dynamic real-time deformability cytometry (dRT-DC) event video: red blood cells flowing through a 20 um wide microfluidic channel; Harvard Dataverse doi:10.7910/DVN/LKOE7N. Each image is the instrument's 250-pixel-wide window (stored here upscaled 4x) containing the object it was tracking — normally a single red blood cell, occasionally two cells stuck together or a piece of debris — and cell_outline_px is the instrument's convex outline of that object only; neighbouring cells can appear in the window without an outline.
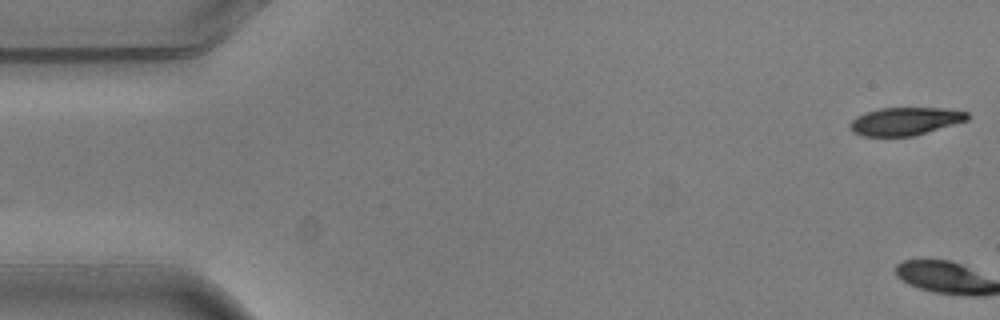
{"species": "common noctule bat (a hibernating species)", "species_latin": "Nyctalus noctula", "temperature_condition": "warm", "stored_images_in_passage": 5, "camera_frame_rate_fps": 3000, "um_per_image_px": 0.085, "animal": {"sex": "male", "body_mass_g": 20.5, "forearm_length_mm": 52.5}, "frame": {"image": 1, "passage_image": 1, "time_ms": 0.0, "image_size_px": [1000, 320], "cell_outline_px": [[968, 120], [912, 136], [864, 136], [852, 132], [848, 124], [856, 116], [880, 108], [948, 108], [968, 112]], "centroid_in_image_um": [76.92, 10.3], "position_along_channel_um": 8.1, "area_um2": 18.96}}
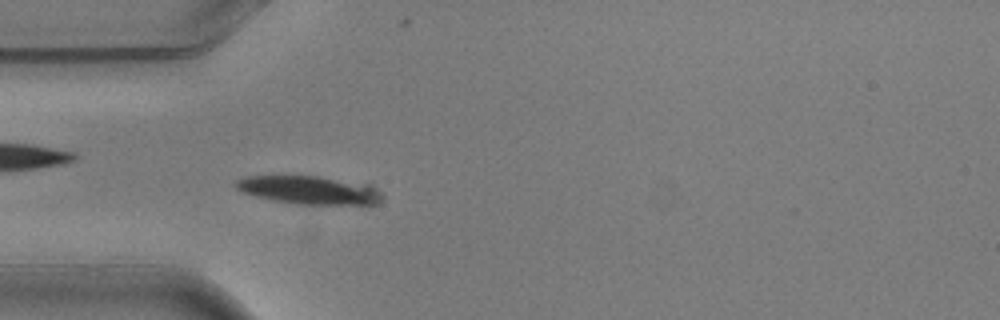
{"frame": {"image": 2, "passage_image": 5, "time_ms": 1.333, "image_size_px": [1000, 320], "cell_outline_px": [[384, 196], [376, 204], [296, 204], [272, 200], [256, 196], [244, 192], [236, 188], [232, 184], [236, 180], [248, 176], [320, 176], [372, 184]], "centroid_in_image_um": [26.31, 16.14], "position_along_channel_um": 58.7, "area_um2": 24.22}}